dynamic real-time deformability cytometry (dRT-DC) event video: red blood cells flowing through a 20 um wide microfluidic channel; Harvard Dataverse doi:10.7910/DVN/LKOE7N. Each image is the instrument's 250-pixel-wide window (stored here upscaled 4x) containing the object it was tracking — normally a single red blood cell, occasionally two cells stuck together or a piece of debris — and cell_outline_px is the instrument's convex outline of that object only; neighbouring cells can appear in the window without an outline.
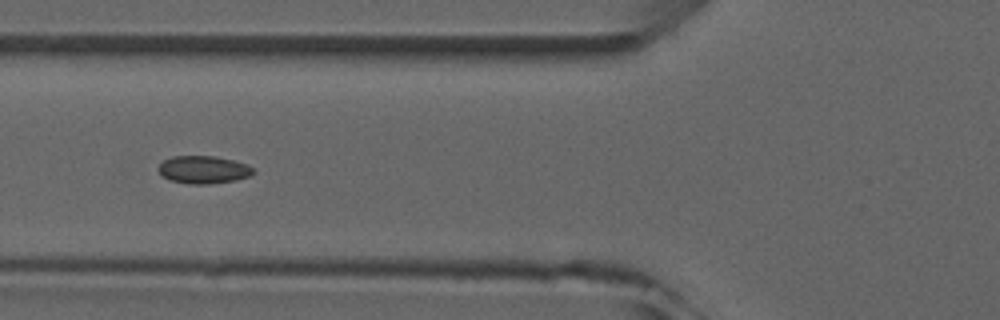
{"species": "common noctule bat (a hibernating species)", "species_latin": "Nyctalus noctula", "temperature_condition": "room temperature", "stored_images_in_passage": 7, "camera_frame_rate_fps": 3000, "um_per_image_px": 0.085, "animal": {"sex": "male", "forearm_length_mm": 52.5}, "frame": {"image": 1, "passage_image": 6, "time_ms": 5.667, "image_size_px": [1000, 320], "cell_outline_px": [[256, 172], [252, 176], [236, 180], [208, 184], [188, 184], [168, 180], [160, 176], [156, 168], [164, 160], [172, 156], [212, 156], [232, 160], [248, 164], [256, 168]], "centroid_in_image_um": [17.3, 14.43], "position_along_channel_um": 108.5, "area_um2": 15.72}}
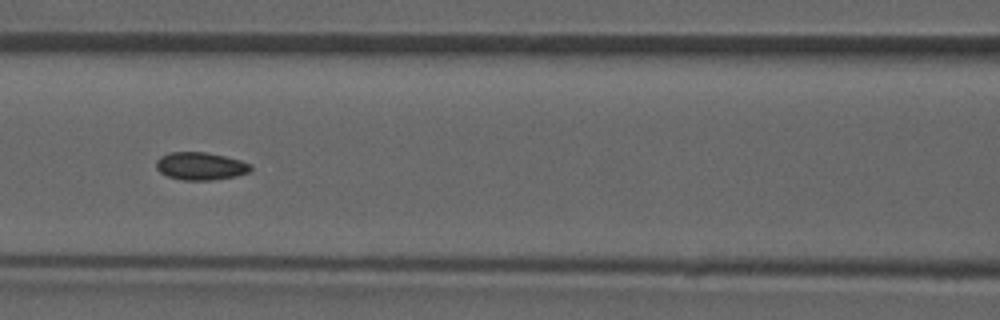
{"frame": {"image": 2, "passage_image": 7, "time_ms": 6.667, "image_size_px": [1000, 320], "cell_outline_px": [[252, 168], [248, 172], [236, 176], [212, 180], [184, 180], [168, 176], [160, 172], [156, 168], [156, 160], [160, 156], [168, 152], [204, 152], [224, 156], [240, 160], [252, 164]], "centroid_in_image_um": [17.03, 14.11], "position_along_channel_um": 149.6, "area_um2": 15.26}}